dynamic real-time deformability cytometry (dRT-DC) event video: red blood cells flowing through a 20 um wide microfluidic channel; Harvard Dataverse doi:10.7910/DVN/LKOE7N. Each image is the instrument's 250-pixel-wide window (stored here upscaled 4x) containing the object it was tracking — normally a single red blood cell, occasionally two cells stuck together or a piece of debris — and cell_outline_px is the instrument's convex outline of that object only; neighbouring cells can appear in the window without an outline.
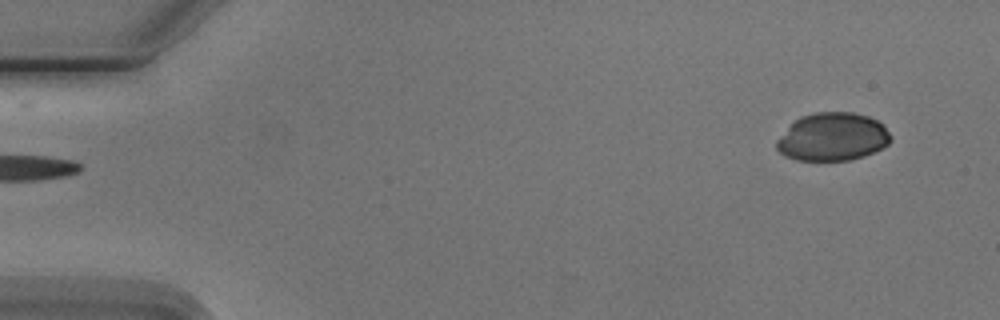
{"species": "Egyptian fruit bat (a non-hibernating species)", "species_latin": "Rousettus aegyptiacus", "temperature_condition": "cold", "stored_images_in_passage": 5, "camera_frame_rate_fps": 3000, "um_per_image_px": 0.085, "animal": {"sex": "male"}, "frame": {"image": 1, "passage_image": 1, "time_ms": 0.0, "image_size_px": [1000, 320], "cell_outline_px": [[892, 140], [888, 144], [864, 156], [848, 160], [796, 160], [784, 156], [776, 148], [776, 140], [800, 116], [816, 112], [852, 112], [868, 116], [884, 124], [892, 136]], "centroid_in_image_um": [70.79, 11.63], "position_along_channel_um": 14.2, "area_um2": 31.91}}
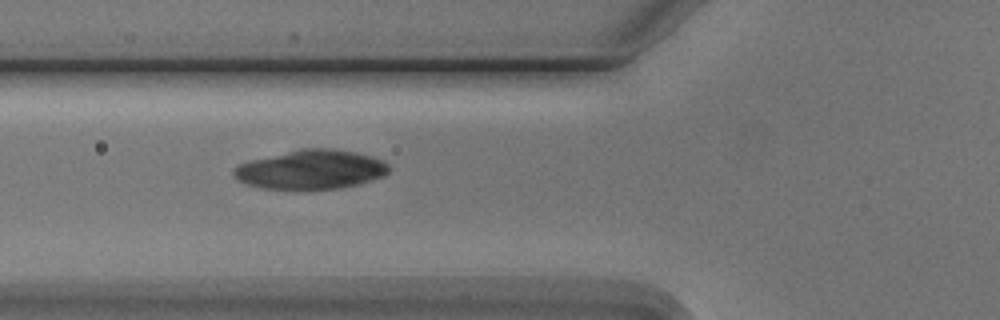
{"frame": {"image": 2, "passage_image": 5, "time_ms": 5.333, "image_size_px": [1000, 320], "cell_outline_px": [[388, 172], [384, 176], [360, 184], [340, 188], [264, 188], [248, 184], [240, 180], [232, 172], [240, 164], [252, 160], [300, 148], [332, 148], [356, 152], [372, 156], [388, 164]], "centroid_in_image_um": [26.49, 14.39], "position_along_channel_um": 99.3, "area_um2": 34.85}}